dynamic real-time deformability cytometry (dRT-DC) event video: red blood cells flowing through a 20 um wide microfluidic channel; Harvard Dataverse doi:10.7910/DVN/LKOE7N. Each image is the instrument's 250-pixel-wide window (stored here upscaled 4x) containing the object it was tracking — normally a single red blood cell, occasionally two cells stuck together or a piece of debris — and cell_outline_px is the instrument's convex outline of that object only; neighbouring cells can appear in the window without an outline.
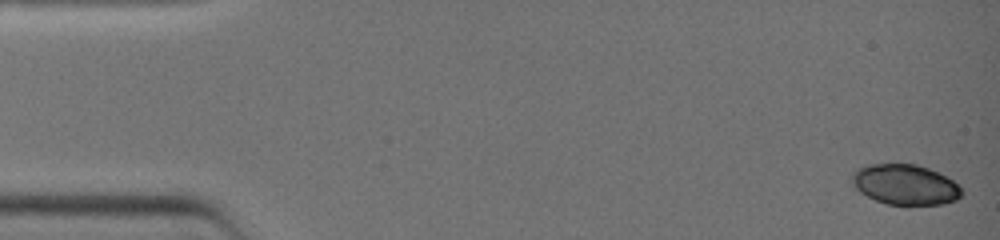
{"species": "common noctule bat (a hibernating species)", "species_latin": "Nyctalus noctula", "temperature_condition": "warm", "stored_images_in_passage": 9, "camera_frame_rate_fps": 3000, "um_per_image_px": 0.085, "animal": {"sex": "female", "body_mass_g": 19.0, "forearm_length_mm": 51.5}, "frame": {"image": 1, "passage_image": 1, "time_ms": 0.0, "image_size_px": [1000, 240], "cell_outline_px": [[964, 192], [956, 200], [944, 204], [888, 204], [876, 200], [860, 192], [852, 184], [852, 172], [868, 164], [916, 164], [928, 168], [952, 180]], "centroid_in_image_um": [76.93, 15.69], "position_along_channel_um": 8.1, "area_um2": 25.43}}
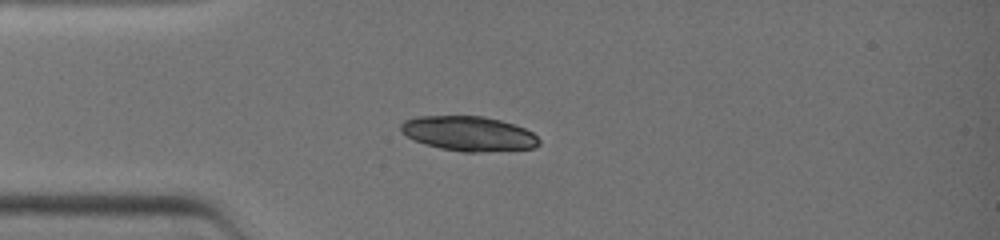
{"frame": {"image": 2, "passage_image": 8, "time_ms": 3.333, "image_size_px": [1000, 240], "cell_outline_px": [[540, 144], [532, 148], [476, 152], [460, 152], [440, 148], [424, 144], [412, 140], [400, 132], [400, 124], [404, 120], [416, 116], [484, 116], [500, 120], [524, 128], [532, 132], [540, 140]], "centroid_in_image_um": [39.78, 11.35], "position_along_channel_um": 45.2, "area_um2": 28.09}}